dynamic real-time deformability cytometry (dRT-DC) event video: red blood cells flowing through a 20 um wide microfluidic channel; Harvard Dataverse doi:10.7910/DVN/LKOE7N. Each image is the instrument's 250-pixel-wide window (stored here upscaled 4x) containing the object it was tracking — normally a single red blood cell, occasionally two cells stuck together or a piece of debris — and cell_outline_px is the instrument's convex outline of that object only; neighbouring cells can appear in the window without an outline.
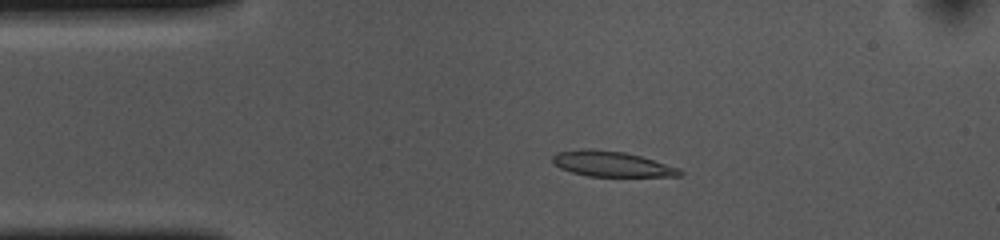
{"species": "common noctule bat (a hibernating species)", "species_latin": "Nyctalus noctula", "temperature_condition": "cold", "stored_images_in_passage": 46, "camera_frame_rate_fps": 3000, "um_per_image_px": 0.085, "animal": {"sex": "female", "body_mass_g": 10.0, "forearm_length_mm": 53.1}, "frame": {"image": 1, "passage_image": 2, "time_ms": 0.333, "image_size_px": [1000, 240], "cell_outline_px": [[684, 176], [588, 176], [572, 172], [560, 168], [552, 164], [552, 156], [556, 152], [580, 148], [588, 148], [624, 152], [640, 156], [680, 168], [684, 172]], "centroid_in_image_um": [51.96, 13.93], "position_along_channel_um": 33.0, "area_um2": 18.96}}
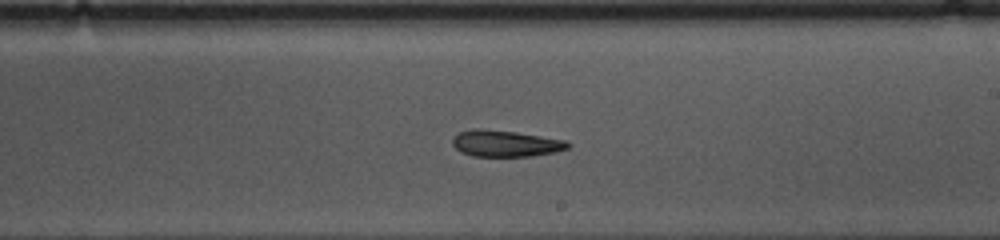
{"frame": {"image": 2, "passage_image": 22, "time_ms": 7.0, "image_size_px": [1000, 240], "cell_outline_px": [[572, 144], [568, 148], [556, 152], [532, 156], [472, 156], [460, 152], [452, 144], [452, 140], [460, 132], [472, 128], [480, 128], [516, 132], [568, 140]], "centroid_in_image_um": [43.0, 12.19], "position_along_channel_um": 246.0, "area_um2": 17.92}}
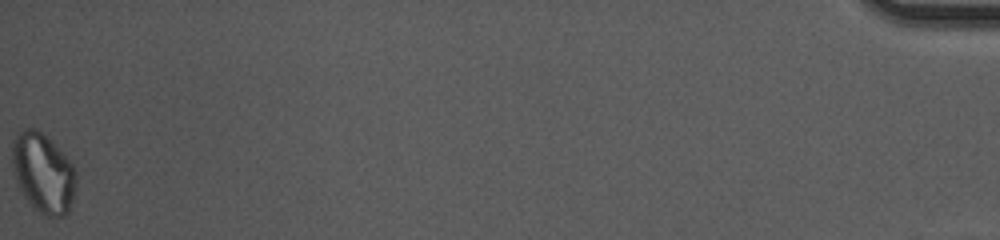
{"frame": {"image": 3, "passage_image": 46, "time_ms": 15.0, "image_size_px": [1000, 240], "cell_outline_px": [[76, 188], [68, 212], [64, 216], [48, 220], [28, 200], [20, 188], [16, 180], [12, 164], [12, 140], [16, 132], [20, 128], [36, 128], [72, 164], [76, 172]], "centroid_in_image_um": [3.66, 14.73], "position_along_channel_um": 431.5, "area_um2": 29.48}, "authors_computed_cell_mechanics": {"area_um2": 18.8717, "velocity_mm_per_s": 3.6468, "shape_relaxation_time_tau1_ms": 10.48, "shape_relaxation_time_tau2_ms": null, "deformation_change_tau1": 0.1902, "deformation_change_tau2": null}}